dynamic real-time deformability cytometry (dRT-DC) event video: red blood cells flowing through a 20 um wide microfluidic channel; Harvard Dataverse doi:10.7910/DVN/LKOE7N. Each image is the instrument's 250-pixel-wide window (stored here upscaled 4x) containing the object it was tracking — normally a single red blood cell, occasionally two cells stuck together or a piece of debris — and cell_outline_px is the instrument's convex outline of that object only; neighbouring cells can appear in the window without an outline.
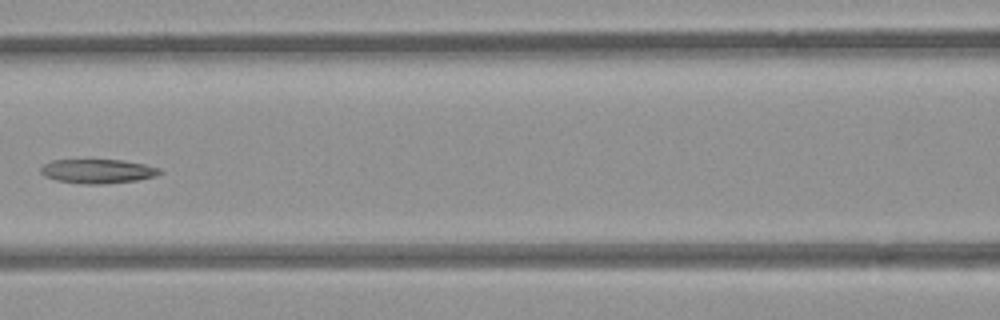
{"species": "common noctule bat (a hibernating species)", "species_latin": "Nyctalus noctula", "temperature_condition": "room temperature", "stored_images_in_passage": 7, "camera_frame_rate_fps": 3000, "um_per_image_px": 0.085, "animal": {"sex": "female", "body_mass_g": 21.9}, "frame": {"image": 1, "passage_image": 7, "time_ms": 2.0, "image_size_px": [1000, 320], "cell_outline_px": [[164, 172], [156, 176], [136, 180], [104, 184], [84, 184], [56, 180], [44, 176], [40, 172], [40, 168], [44, 164], [52, 160], [120, 160], [144, 164], [160, 168]], "centroid_in_image_um": [8.31, 14.55], "position_along_channel_um": 158.3, "area_um2": 16.76}}